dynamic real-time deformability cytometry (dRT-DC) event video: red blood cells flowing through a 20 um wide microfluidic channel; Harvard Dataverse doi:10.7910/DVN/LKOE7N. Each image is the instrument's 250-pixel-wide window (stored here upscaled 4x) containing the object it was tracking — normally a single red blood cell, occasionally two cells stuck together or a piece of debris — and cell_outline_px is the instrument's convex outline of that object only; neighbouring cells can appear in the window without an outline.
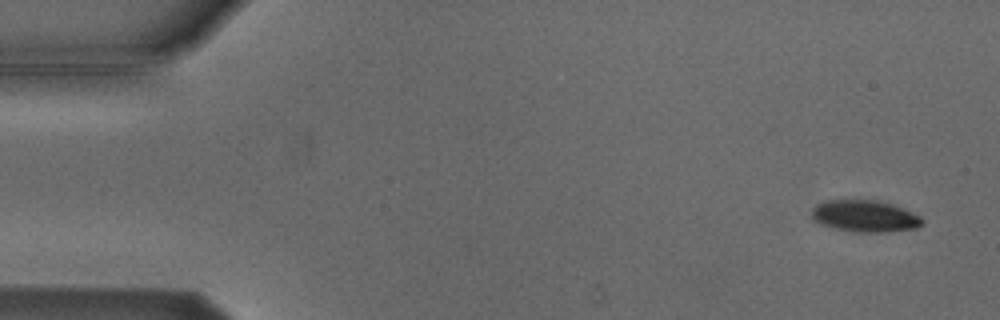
{"species": "Egyptian fruit bat (a non-hibernating species)", "species_latin": "Rousettus aegyptiacus", "temperature_condition": "cold", "stored_images_in_passage": 6, "camera_frame_rate_fps": 3000, "um_per_image_px": 0.085, "animal": {"sex": "male"}, "frame": {"image": 1, "passage_image": 1, "time_ms": 0.0, "image_size_px": [1000, 320], "cell_outline_px": [[924, 224], [916, 228], [884, 232], [856, 232], [836, 228], [820, 224], [812, 216], [812, 208], [816, 204], [824, 200], [876, 200], [892, 204], [904, 208], [920, 216], [924, 220]], "centroid_in_image_um": [73.54, 18.36], "position_along_channel_um": 11.5, "area_um2": 20.46}}
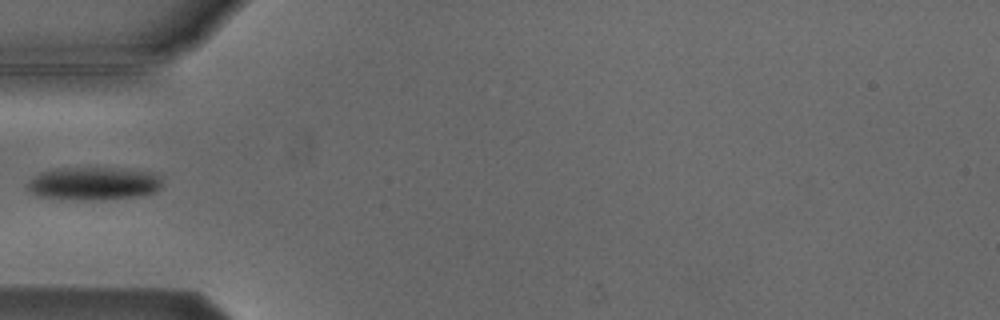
{"frame": {"image": 2, "passage_image": 5, "time_ms": 5.0, "image_size_px": [1000, 320], "cell_outline_px": [[160, 188], [156, 192], [140, 196], [104, 200], [64, 200], [36, 196], [24, 188], [24, 184], [28, 180], [40, 172], [60, 168], [108, 168], [148, 172], [160, 176]], "centroid_in_image_um": [7.85, 15.63], "position_along_channel_um": 77.2, "area_um2": 26.36}}
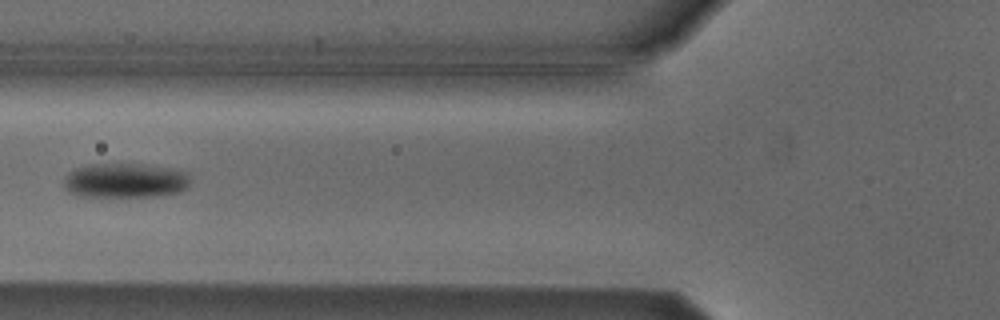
{"frame": {"image": 3, "passage_image": 6, "time_ms": 6.0, "image_size_px": [1000, 320], "cell_outline_px": [[188, 188], [180, 192], [160, 196], [76, 196], [68, 192], [64, 188], [64, 176], [68, 172], [76, 168], [88, 164], [140, 164], [168, 168], [184, 172], [188, 176]], "centroid_in_image_um": [10.58, 15.35], "position_along_channel_um": 115.2, "area_um2": 25.55}}